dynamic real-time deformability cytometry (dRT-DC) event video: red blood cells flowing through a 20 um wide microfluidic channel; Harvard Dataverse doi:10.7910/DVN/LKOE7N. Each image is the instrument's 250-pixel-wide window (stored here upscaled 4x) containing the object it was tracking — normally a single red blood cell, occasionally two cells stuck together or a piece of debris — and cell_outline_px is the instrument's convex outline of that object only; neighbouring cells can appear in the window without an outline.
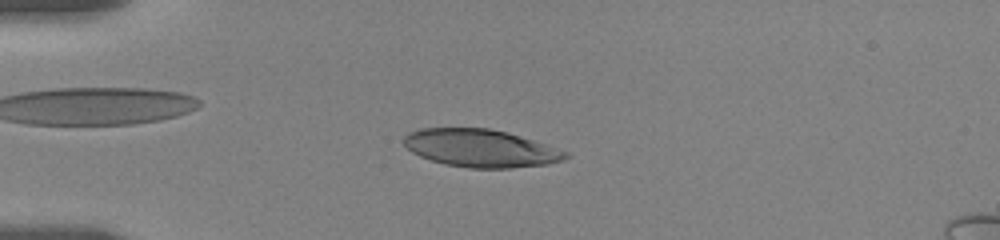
{"species": "human", "species_latin": "Homo sapiens", "temperature_condition": "room temperature", "stored_images_in_passage": 55, "camera_frame_rate_fps": 3000, "um_per_image_px": 0.085, "donor": {"sex": "female"}, "frame": {"image": 1, "passage_image": 3, "time_ms": 0.667, "image_size_px": [1000, 240], "cell_outline_px": [[568, 156], [564, 160], [548, 164], [508, 168], [468, 168], [444, 164], [420, 156], [412, 152], [404, 144], [404, 136], [408, 132], [420, 128], [488, 128], [508, 132], [568, 152]], "centroid_in_image_um": [40.83, 12.6], "position_along_channel_um": 44.2, "area_um2": 35.43}}
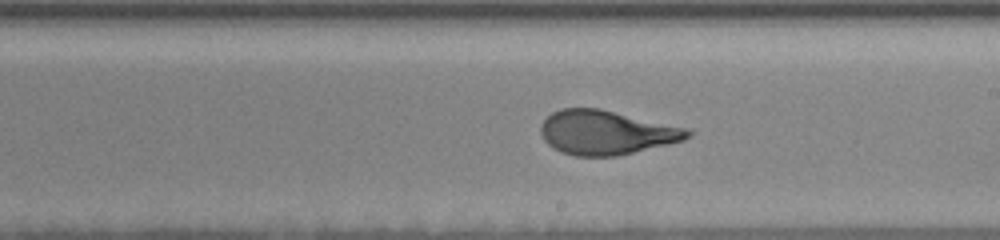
{"frame": {"image": 2, "passage_image": 24, "time_ms": 7.0, "image_size_px": [1000, 240], "cell_outline_px": [[692, 132], [684, 140], [668, 144], [616, 156], [576, 156], [560, 152], [552, 148], [544, 140], [540, 132], [540, 124], [552, 112], [560, 108], [600, 108], [688, 128]], "centroid_in_image_um": [51.49, 11.26], "position_along_channel_um": 237.5, "area_um2": 37.86}}
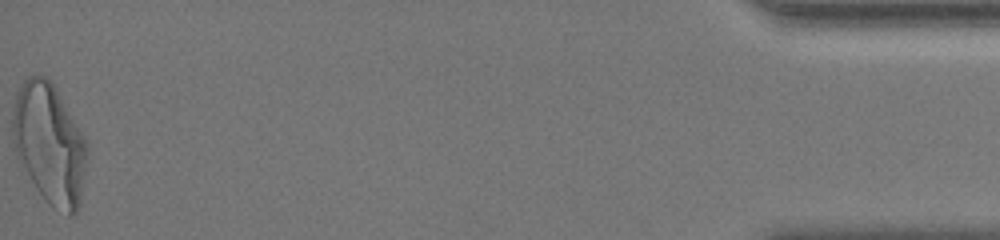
{"frame": {"image": 3, "passage_image": 55, "time_ms": 15.0, "image_size_px": [1000, 240], "cell_outline_px": [[88, 152], [80, 204], [76, 212], [72, 216], [68, 216], [52, 208], [48, 204], [20, 168], [16, 156], [12, 140], [12, 108], [16, 92], [24, 80], [28, 76], [44, 76], [56, 88], [88, 140]], "centroid_in_image_um": [4.19, 12.26], "position_along_channel_um": 431.0, "area_um2": 53.41}, "authors_computed_cell_mechanics": {"area_um2": 38.0902, "velocity_mm_per_s": 3.4936, "shape_relaxation_time_tau1_ms": 3.8335, "shape_relaxation_time_tau2_ms": null, "deformation_change_tau1": 0.1736, "deformation_change_tau2": null}}